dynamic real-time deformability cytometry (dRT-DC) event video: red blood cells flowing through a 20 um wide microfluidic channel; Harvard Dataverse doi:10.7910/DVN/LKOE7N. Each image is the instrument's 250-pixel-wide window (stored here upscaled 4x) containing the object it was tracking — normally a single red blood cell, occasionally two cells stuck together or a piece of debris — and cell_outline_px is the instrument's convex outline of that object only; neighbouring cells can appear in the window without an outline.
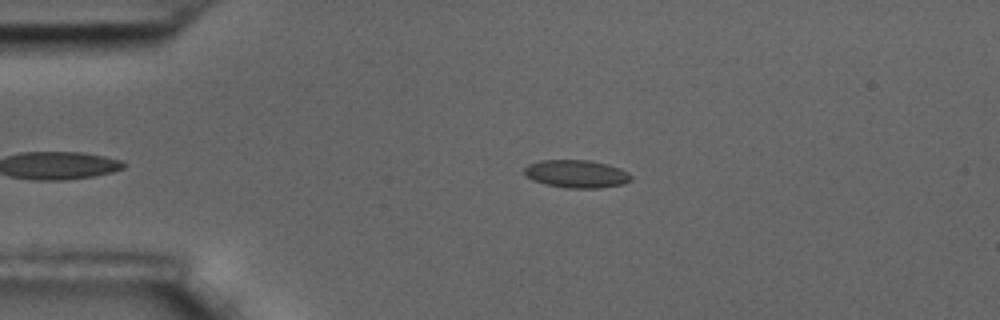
{"species": "common noctule bat (a hibernating species)", "species_latin": "Nyctalus noctula", "temperature_condition": "room temperature", "stored_images_in_passage": 43, "camera_frame_rate_fps": 3000, "um_per_image_px": 0.085, "animal": {"sex": "male", "body_mass_g": 17.5, "forearm_length_mm": 52.3}, "frame": {"image": 1, "passage_image": 3, "time_ms": 0.667, "image_size_px": [1000, 320], "cell_outline_px": [[632, 180], [624, 184], [600, 188], [564, 188], [532, 180], [524, 176], [524, 168], [528, 164], [540, 160], [588, 160], [608, 164], [620, 168], [628, 172], [632, 176]], "centroid_in_image_um": [49.01, 14.78], "position_along_channel_um": 36.0, "area_um2": 17.51}}
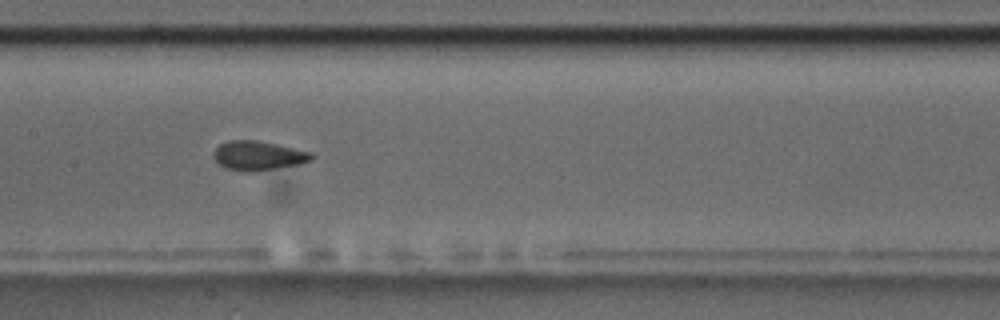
{"frame": {"image": 2, "passage_image": 19, "time_ms": 6.0, "image_size_px": [1000, 320], "cell_outline_px": [[312, 160], [300, 164], [252, 172], [244, 172], [224, 168], [212, 156], [212, 152], [220, 144], [228, 140], [256, 140], [276, 144], [312, 152]], "centroid_in_image_um": [21.92, 13.23], "position_along_channel_um": 185.5, "area_um2": 16.76}}
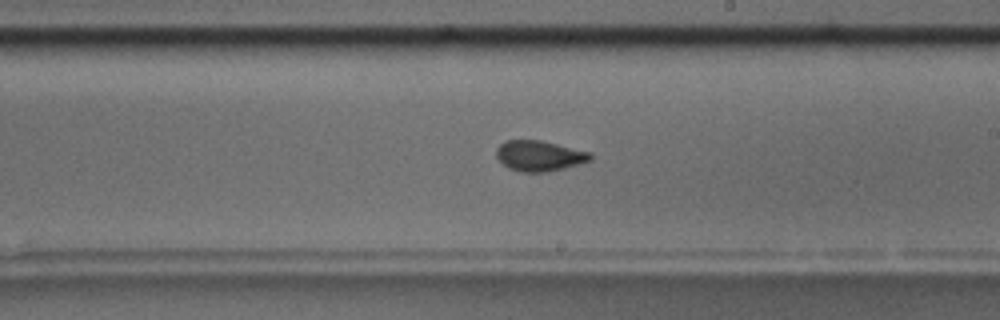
{"frame": {"image": 3, "passage_image": 24, "time_ms": 7.667, "image_size_px": [1000, 320], "cell_outline_px": [[592, 160], [580, 164], [548, 172], [520, 172], [508, 168], [496, 156], [496, 148], [504, 140], [540, 140], [592, 152]], "centroid_in_image_um": [45.86, 13.24], "position_along_channel_um": 243.1, "area_um2": 16.88}, "authors_computed_cell_mechanics": {"area_um2": 16.8776, "velocity_mm_per_s": 3.4794, "shape_relaxation_time_tau1_ms": 2.9751, "shape_relaxation_time_tau2_ms": 1.6265, "deformation_change_tau1": 0.1082, "deformation_change_tau2": 0.067}}